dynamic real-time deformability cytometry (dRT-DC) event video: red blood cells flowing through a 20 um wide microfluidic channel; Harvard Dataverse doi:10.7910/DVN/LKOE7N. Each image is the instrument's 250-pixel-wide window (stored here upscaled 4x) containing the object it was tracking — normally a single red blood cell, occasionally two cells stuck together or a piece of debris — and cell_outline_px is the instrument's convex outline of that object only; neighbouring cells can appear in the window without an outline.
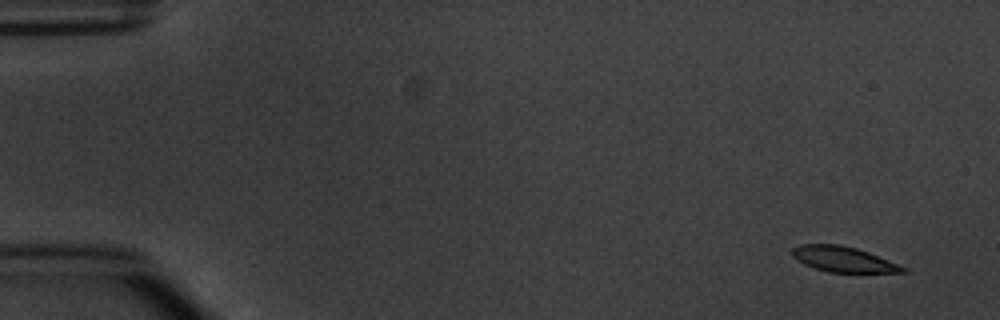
{"species": "common noctule bat (a hibernating species)", "species_latin": "Nyctalus noctula", "temperature_condition": "warm", "stored_images_in_passage": 4, "camera_frame_rate_fps": 3000, "um_per_image_px": 0.085, "animal": {"sex": "male", "body_mass_g": 20.1, "forearm_length_mm": 53.5}, "frame": {"image": 1, "passage_image": 1, "time_ms": 0.0, "image_size_px": [1000, 320], "cell_outline_px": [[908, 272], [828, 272], [804, 264], [792, 256], [792, 248], [800, 244], [840, 244], [856, 248], [868, 252], [908, 268]], "centroid_in_image_um": [71.67, 22.03], "position_along_channel_um": 13.3, "area_um2": 16.24}}
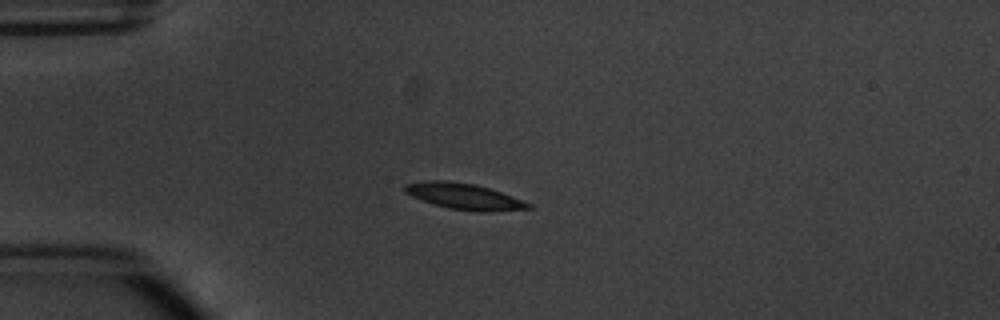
{"frame": {"image": 2, "passage_image": 4, "time_ms": 3.667, "image_size_px": [1000, 320], "cell_outline_px": [[532, 208], [492, 212], [476, 212], [448, 208], [432, 204], [412, 196], [404, 192], [404, 184], [432, 180], [444, 180], [476, 184], [512, 196], [532, 204]], "centroid_in_image_um": [39.45, 16.7], "position_along_channel_um": 45.5, "area_um2": 18.79}}